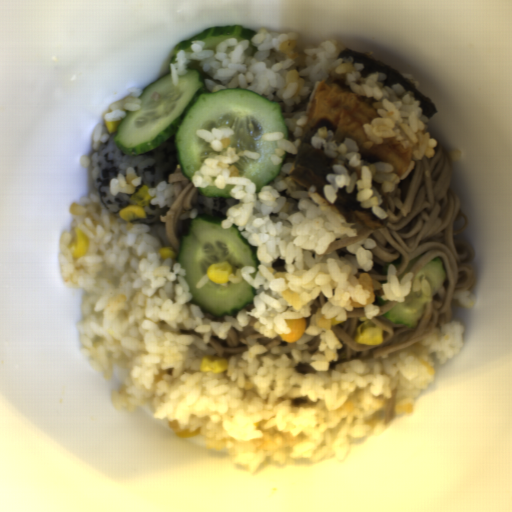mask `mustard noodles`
<instances>
[{"instance_id": "obj_4", "label": "mustard noodles", "mask_w": 512, "mask_h": 512, "mask_svg": "<svg viewBox=\"0 0 512 512\" xmlns=\"http://www.w3.org/2000/svg\"><path fill=\"white\" fill-rule=\"evenodd\" d=\"M396 390L391 391V398H386V407L384 410V417L382 423L386 426L391 422L395 416L394 404H395Z\"/></svg>"}, {"instance_id": "obj_6", "label": "mustard noodles", "mask_w": 512, "mask_h": 512, "mask_svg": "<svg viewBox=\"0 0 512 512\" xmlns=\"http://www.w3.org/2000/svg\"><path fill=\"white\" fill-rule=\"evenodd\" d=\"M296 157H297V156H294V155L289 154V153H287V152H286L285 160H284L283 166H282V168H281V170H280L279 174L281 173V171H282V169H283L284 165H285V164H287V163H290V162H294V161H295V159H296Z\"/></svg>"}, {"instance_id": "obj_5", "label": "mustard noodles", "mask_w": 512, "mask_h": 512, "mask_svg": "<svg viewBox=\"0 0 512 512\" xmlns=\"http://www.w3.org/2000/svg\"><path fill=\"white\" fill-rule=\"evenodd\" d=\"M249 338L252 339L258 345H263L264 347H266L269 350L281 343L279 340L266 338L261 333H254V334L250 335Z\"/></svg>"}, {"instance_id": "obj_3", "label": "mustard noodles", "mask_w": 512, "mask_h": 512, "mask_svg": "<svg viewBox=\"0 0 512 512\" xmlns=\"http://www.w3.org/2000/svg\"><path fill=\"white\" fill-rule=\"evenodd\" d=\"M208 348L214 349V354L210 357H222L229 361L231 357L248 351V343L243 332L232 326L225 338L212 335Z\"/></svg>"}, {"instance_id": "obj_7", "label": "mustard noodles", "mask_w": 512, "mask_h": 512, "mask_svg": "<svg viewBox=\"0 0 512 512\" xmlns=\"http://www.w3.org/2000/svg\"><path fill=\"white\" fill-rule=\"evenodd\" d=\"M282 112H283V115H284V120L295 114L294 111H291V110L290 111H283L282 110Z\"/></svg>"}, {"instance_id": "obj_2", "label": "mustard noodles", "mask_w": 512, "mask_h": 512, "mask_svg": "<svg viewBox=\"0 0 512 512\" xmlns=\"http://www.w3.org/2000/svg\"><path fill=\"white\" fill-rule=\"evenodd\" d=\"M167 182L173 185L175 200L167 207L165 215L159 217L160 225H163L168 244L176 252L174 259L178 262L181 249V240L187 236L194 218L179 219L182 212L198 208L200 190L192 181L183 174L180 164L168 175Z\"/></svg>"}, {"instance_id": "obj_1", "label": "mustard noodles", "mask_w": 512, "mask_h": 512, "mask_svg": "<svg viewBox=\"0 0 512 512\" xmlns=\"http://www.w3.org/2000/svg\"><path fill=\"white\" fill-rule=\"evenodd\" d=\"M431 158L416 160L410 173L388 194L386 218L376 229H368L359 223L355 236L343 237L328 245L326 254L336 252L338 257L349 254L348 245L372 239L376 245L370 249L372 267L368 276L387 283L388 273L383 269L391 261L400 258L396 271L398 277L405 273L414 258L424 255L409 271L412 278L434 258H439L445 268V280L430 298L416 327L394 324L384 316L398 302L387 301L378 305L374 291L373 304L378 313L369 319L382 328V343L362 345L357 342V327L360 317H366L364 308L346 311V320L332 325L331 331L341 345L336 355L337 363L352 359H382L391 353L415 345L440 326L451 322L453 317V294L456 290L469 291L476 273L471 265L475 250L470 240L455 238L465 230L468 217L462 211L459 195L452 194L449 186L454 175L453 165L443 147L437 142ZM408 273V274H409Z\"/></svg>"}, {"instance_id": "obj_8", "label": "mustard noodles", "mask_w": 512, "mask_h": 512, "mask_svg": "<svg viewBox=\"0 0 512 512\" xmlns=\"http://www.w3.org/2000/svg\"><path fill=\"white\" fill-rule=\"evenodd\" d=\"M287 135H288V141H293L294 140V136H293L292 132L289 131L288 129H287Z\"/></svg>"}]
</instances>
